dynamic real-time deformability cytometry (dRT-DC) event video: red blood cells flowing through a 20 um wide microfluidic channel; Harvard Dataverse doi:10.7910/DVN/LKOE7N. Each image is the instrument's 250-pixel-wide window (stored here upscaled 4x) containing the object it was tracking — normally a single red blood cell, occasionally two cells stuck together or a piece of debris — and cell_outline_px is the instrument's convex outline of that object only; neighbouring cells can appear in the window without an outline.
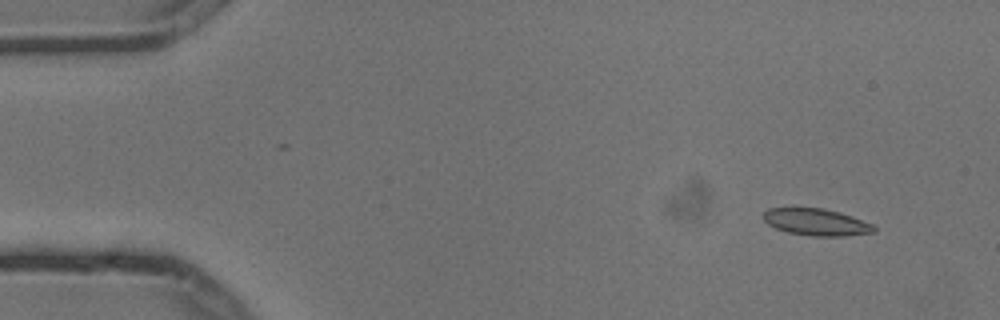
{"species": "common noctule bat (a hibernating species)", "species_latin": "Nyctalus noctula", "temperature_condition": "cold", "stored_images_in_passage": 8, "camera_frame_rate_fps": 3000, "um_per_image_px": 0.085, "animal": {"sex": "male", "body_mass_g": 13.3}, "frame": {"image": 1, "passage_image": 2, "time_ms": 0.333, "image_size_px": [1000, 320], "cell_outline_px": [[876, 232], [844, 236], [812, 236], [788, 232], [776, 228], [768, 224], [764, 220], [764, 212], [768, 208], [824, 208], [840, 212], [852, 216], [872, 224], [876, 228]], "centroid_in_image_um": [69.41, 18.88], "position_along_channel_um": 15.6, "area_um2": 17.28}}
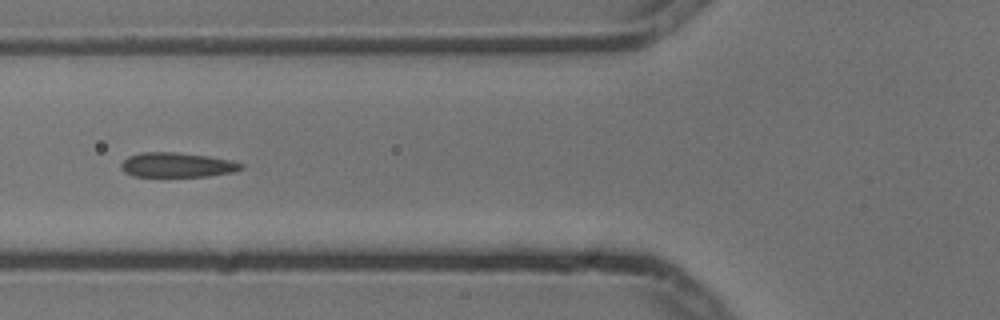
{"frame": {"image": 2, "passage_image": 6, "time_ms": 1.667, "image_size_px": [1000, 320], "cell_outline_px": [[244, 168], [232, 172], [208, 176], [132, 176], [124, 172], [120, 168], [120, 164], [128, 156], [140, 152], [176, 152], [208, 156], [232, 160], [244, 164]], "centroid_in_image_um": [15.04, 14.01], "position_along_channel_um": 110.8, "area_um2": 17.34}}
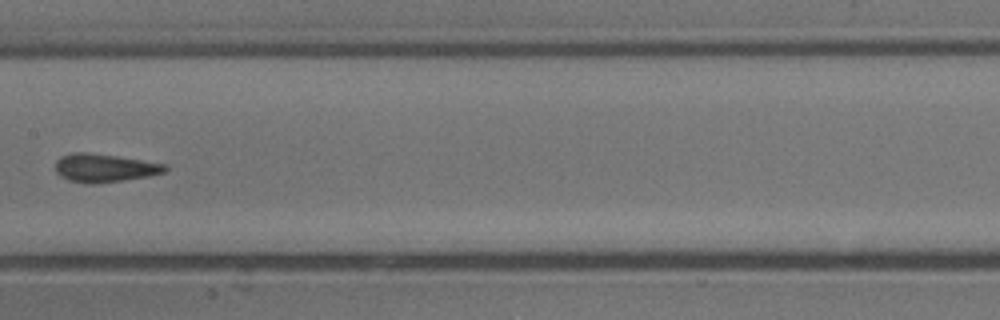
{"frame": {"image": 3, "passage_image": 8, "time_ms": 2.333, "image_size_px": [1000, 320], "cell_outline_px": [[168, 168], [164, 172], [148, 176], [124, 180], [92, 184], [88, 184], [68, 180], [60, 176], [56, 172], [56, 160], [60, 156], [72, 152], [88, 152], [168, 164]], "centroid_in_image_um": [8.86, 14.27], "position_along_channel_um": 198.5, "area_um2": 18.09}}